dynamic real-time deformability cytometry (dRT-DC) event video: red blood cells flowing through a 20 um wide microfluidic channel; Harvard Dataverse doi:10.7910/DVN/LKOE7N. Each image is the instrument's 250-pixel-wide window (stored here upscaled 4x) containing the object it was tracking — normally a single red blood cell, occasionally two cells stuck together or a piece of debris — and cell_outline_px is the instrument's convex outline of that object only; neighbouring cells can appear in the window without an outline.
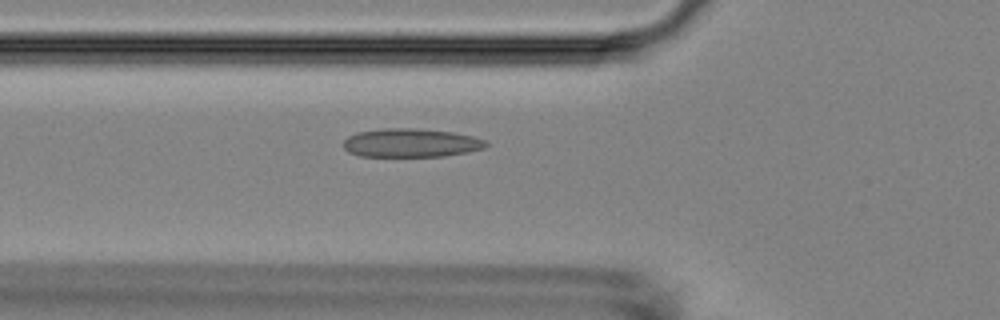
{"species": "Egyptian fruit bat (a non-hibernating species)", "species_latin": "Rousettus aegyptiacus", "temperature_condition": "room temperature", "stored_images_in_passage": 54, "camera_frame_rate_fps": 3000, "um_per_image_px": 0.085, "animal": {"sex": "female"}, "frame": {"image": 1, "passage_image": 19, "time_ms": 6.0, "image_size_px": [1000, 320], "cell_outline_px": [[488, 144], [484, 148], [468, 152], [444, 156], [360, 156], [348, 152], [344, 148], [344, 140], [348, 136], [356, 132], [384, 128], [412, 128], [452, 132], [472, 136], [484, 140]], "centroid_in_image_um": [34.9, 12.14], "position_along_channel_um": 90.9, "area_um2": 23.7}}
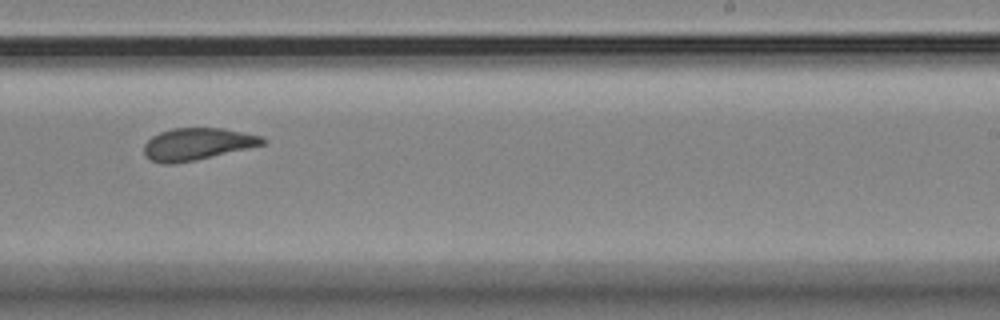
{"frame": {"image": 2, "passage_image": 34, "time_ms": 11.0, "image_size_px": [1000, 320], "cell_outline_px": [[268, 140], [264, 144], [248, 148], [196, 160], [172, 164], [160, 164], [144, 156], [144, 144], [152, 136], [160, 132], [172, 128], [224, 128], [264, 136]], "centroid_in_image_um": [16.77, 12.24], "position_along_channel_um": 272.2, "area_um2": 22.31}}
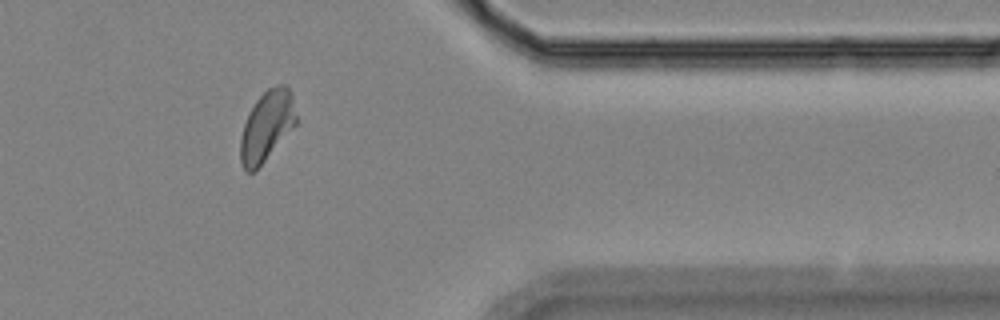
{"frame": {"image": 3, "passage_image": 45, "time_ms": 14.667, "image_size_px": [1000, 320], "cell_outline_px": [[296, 124], [256, 172], [248, 172], [244, 168], [240, 160], [240, 136], [244, 124], [256, 100], [268, 88], [276, 84], [284, 84], [292, 92], [296, 116]], "centroid_in_image_um": [22.68, 10.73], "position_along_channel_um": 388.7, "area_um2": 22.83}}